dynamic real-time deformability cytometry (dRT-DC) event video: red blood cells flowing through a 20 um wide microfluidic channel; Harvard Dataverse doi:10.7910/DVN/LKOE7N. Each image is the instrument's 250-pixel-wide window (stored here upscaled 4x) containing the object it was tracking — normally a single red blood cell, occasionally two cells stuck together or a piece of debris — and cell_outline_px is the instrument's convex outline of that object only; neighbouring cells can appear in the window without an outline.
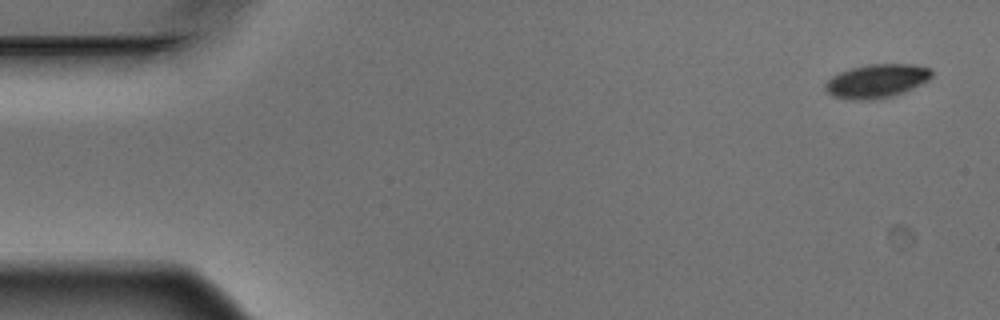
{"species": "Egyptian fruit bat (a non-hibernating species)", "species_latin": "Rousettus aegyptiacus", "temperature_condition": "warm", "stored_images_in_passage": 5, "camera_frame_rate_fps": 3000, "um_per_image_px": 0.085, "animal": {"sex": "male"}, "frame": {"image": 1, "passage_image": 1, "time_ms": 0.0, "image_size_px": [1000, 320], "cell_outline_px": [[932, 76], [928, 80], [904, 92], [876, 100], [852, 100], [832, 96], [824, 88], [824, 84], [832, 76], [840, 72], [852, 68], [868, 64], [912, 64], [932, 68]], "centroid_in_image_um": [74.51, 6.89], "position_along_channel_um": 10.5, "area_um2": 20.92}}
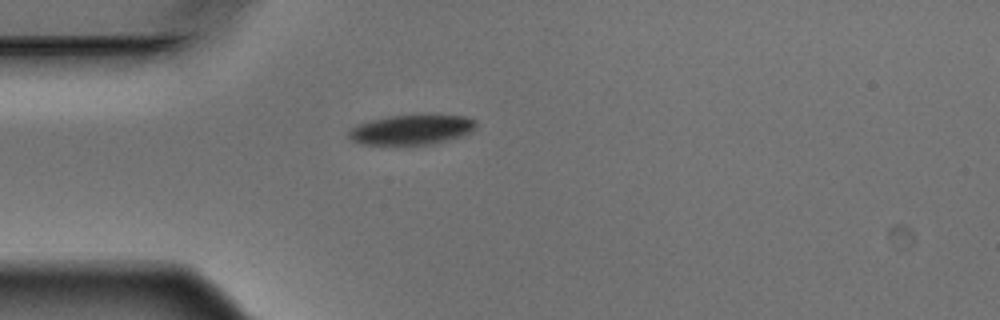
{"frame": {"image": 2, "passage_image": 5, "time_ms": 1.333, "image_size_px": [1000, 320], "cell_outline_px": [[476, 128], [472, 132], [460, 136], [432, 144], [360, 144], [352, 140], [348, 136], [348, 132], [356, 124], [372, 120], [392, 116], [464, 116], [476, 120]], "centroid_in_image_um": [34.98, 11.03], "position_along_channel_um": 50.0, "area_um2": 21.68}}